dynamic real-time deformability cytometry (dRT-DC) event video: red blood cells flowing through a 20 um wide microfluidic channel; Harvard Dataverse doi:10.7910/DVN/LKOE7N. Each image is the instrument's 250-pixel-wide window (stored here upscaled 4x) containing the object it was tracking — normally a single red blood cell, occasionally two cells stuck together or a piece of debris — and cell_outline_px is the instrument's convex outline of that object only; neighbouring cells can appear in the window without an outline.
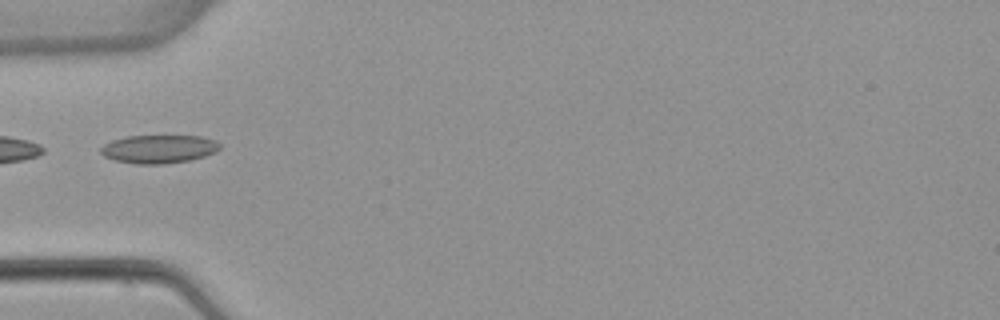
{"species": "common noctule bat (a hibernating species)", "species_latin": "Nyctalus noctula", "temperature_condition": "warm", "stored_images_in_passage": 6, "segment_of_instrument_passage": [2, 2], "camera_frame_rate_fps": 3000, "um_per_image_px": 0.085, "animal": {"sex": "female", "body_mass_g": 22.7, "forearm_length_mm": 54.2}, "frame": {"image": 1, "passage_image": 5, "time_ms": 5.667, "image_size_px": [1000, 320], "cell_outline_px": [[220, 148], [204, 156], [188, 160], [164, 164], [136, 164], [116, 160], [104, 156], [100, 152], [100, 148], [104, 144], [112, 140], [128, 136], [200, 136], [216, 140], [220, 144]], "centroid_in_image_um": [13.47, 12.66], "position_along_channel_um": 71.5, "area_um2": 19.48}}
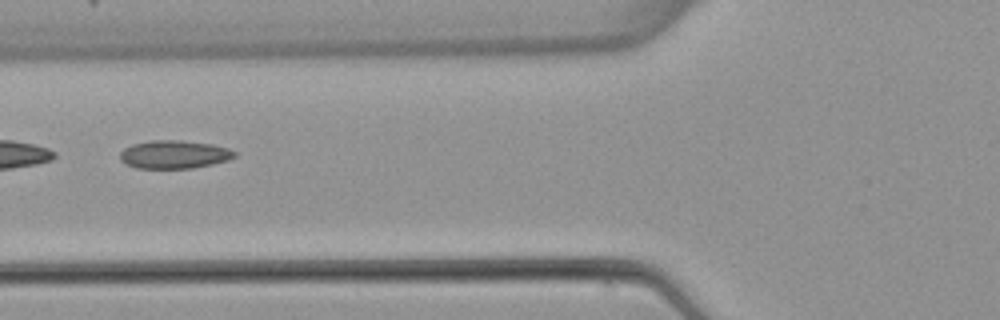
{"frame": {"image": 2, "passage_image": 6, "time_ms": 6.667, "image_size_px": [1000, 320], "cell_outline_px": [[236, 156], [228, 160], [212, 164], [192, 168], [136, 168], [120, 160], [120, 152], [124, 148], [132, 144], [152, 140], [184, 140], [212, 144], [228, 148], [236, 152]], "centroid_in_image_um": [14.81, 13.12], "position_along_channel_um": 111.0, "area_um2": 18.84}}